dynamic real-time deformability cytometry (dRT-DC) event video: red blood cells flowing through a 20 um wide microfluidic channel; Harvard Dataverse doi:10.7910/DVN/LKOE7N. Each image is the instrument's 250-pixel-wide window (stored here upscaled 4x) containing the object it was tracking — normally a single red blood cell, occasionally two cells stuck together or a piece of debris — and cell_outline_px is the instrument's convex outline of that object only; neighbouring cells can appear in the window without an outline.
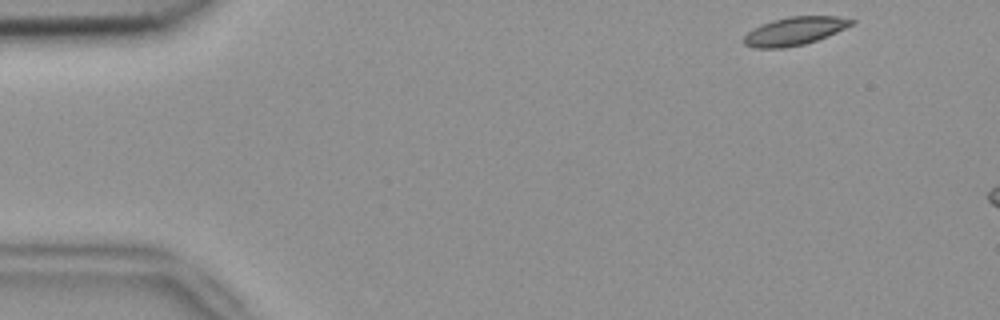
{"species": "common noctule bat (a hibernating species)", "species_latin": "Nyctalus noctula", "temperature_condition": "room temperature", "stored_images_in_passage": 46, "camera_frame_rate_fps": 3000, "um_per_image_px": 0.085, "animal": {"sex": "female", "body_mass_g": 18.4}, "frame": {"image": 1, "passage_image": 1, "time_ms": 0.0, "image_size_px": [1000, 320], "cell_outline_px": [[856, 24], [816, 40], [804, 44], [784, 48], [752, 48], [744, 44], [744, 36], [752, 28], [772, 20], [788, 16], [836, 16], [856, 20]], "centroid_in_image_um": [67.54, 2.63], "position_along_channel_um": 17.5, "area_um2": 17.74}}
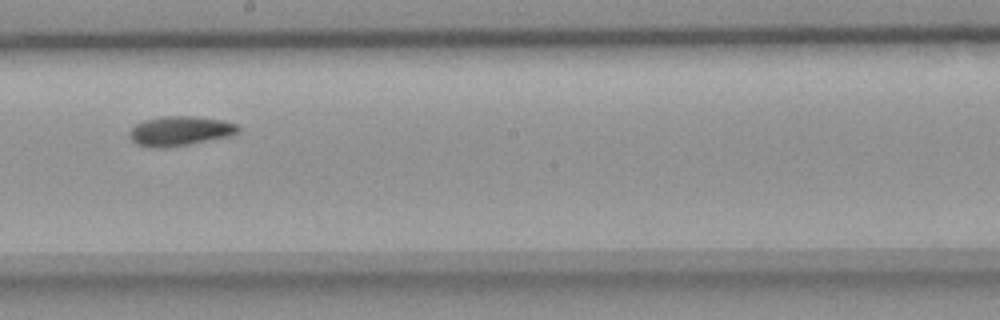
{"frame": {"image": 2, "passage_image": 26, "time_ms": 8.333, "image_size_px": [1000, 320], "cell_outline_px": [[240, 132], [228, 136], [188, 144], [164, 148], [152, 148], [136, 144], [128, 136], [128, 132], [136, 124], [144, 120], [160, 116], [192, 116], [220, 120], [236, 124], [240, 128]], "centroid_in_image_um": [15.25, 11.13], "position_along_channel_um": 233.0, "area_um2": 18.67}}
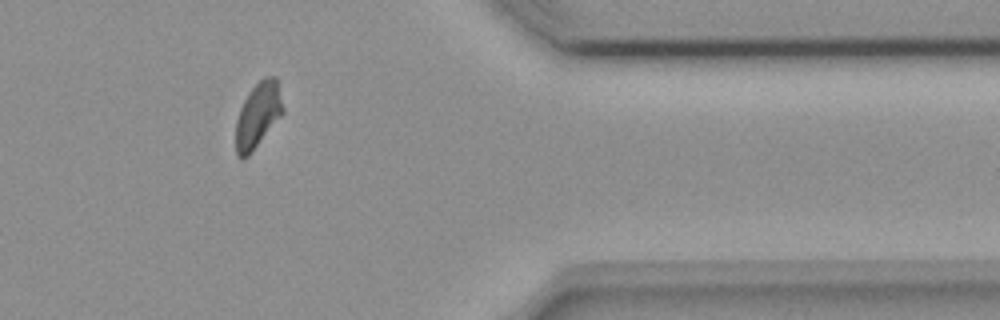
{"frame": {"image": 3, "passage_image": 40, "time_ms": 13.0, "image_size_px": [1000, 320], "cell_outline_px": [[284, 112], [252, 152], [248, 156], [236, 156], [236, 120], [240, 108], [248, 92], [264, 76], [276, 76], [284, 108]], "centroid_in_image_um": [21.93, 9.76], "position_along_channel_um": 389.5, "area_um2": 17.8}}